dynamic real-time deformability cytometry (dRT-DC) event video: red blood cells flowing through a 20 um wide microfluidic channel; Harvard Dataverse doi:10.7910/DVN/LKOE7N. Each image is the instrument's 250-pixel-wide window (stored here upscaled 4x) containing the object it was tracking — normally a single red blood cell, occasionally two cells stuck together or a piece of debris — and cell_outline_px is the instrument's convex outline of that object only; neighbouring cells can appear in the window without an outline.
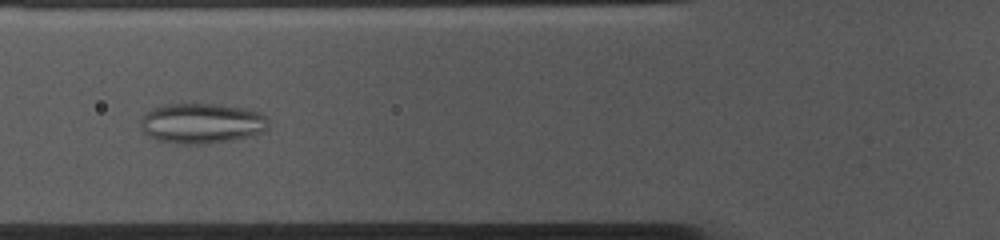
{"species": "common noctule bat (a hibernating species)", "species_latin": "Nyctalus noctula", "temperature_condition": "cold", "stored_images_in_passage": 53, "camera_frame_rate_fps": 3000, "um_per_image_px": 0.085, "animal": {"sex": "female", "body_mass_g": 10.0, "forearm_length_mm": 53.1}, "frame": {"image": 1, "passage_image": 18, "time_ms": 5.667, "image_size_px": [1000, 240], "cell_outline_px": [[268, 128], [264, 132], [252, 136], [232, 140], [204, 144], [180, 144], [156, 140], [148, 136], [140, 128], [140, 124], [144, 112], [152, 108], [164, 104], [216, 104], [244, 108], [260, 112], [268, 120]], "centroid_in_image_um": [17.13, 10.49], "position_along_channel_um": 108.7, "area_um2": 30.35}}
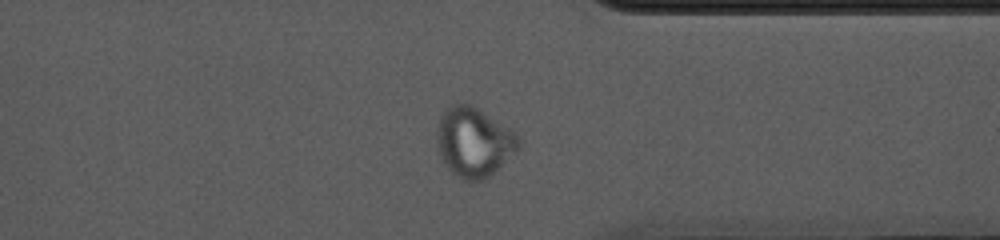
{"frame": {"image": 2, "passage_image": 40, "time_ms": 13.0, "image_size_px": [1000, 240], "cell_outline_px": [[520, 148], [484, 180], [468, 180], [456, 176], [444, 164], [436, 152], [436, 128], [440, 116], [452, 104], [464, 100], [512, 128], [520, 136]], "centroid_in_image_um": [40.26, 12.03], "position_along_channel_um": 371.1, "area_um2": 33.7}}
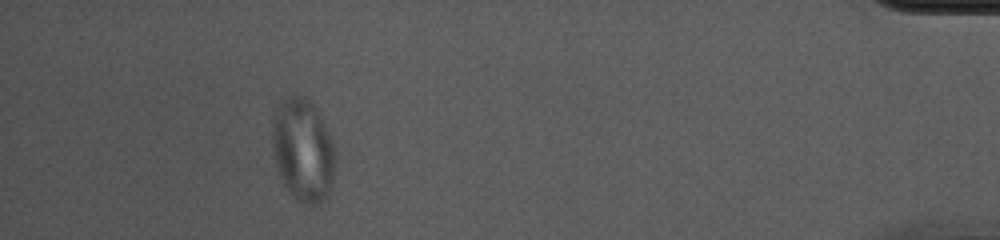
{"frame": {"image": 3, "passage_image": 48, "time_ms": 15.667, "image_size_px": [1000, 240], "cell_outline_px": [[336, 160], [332, 180], [328, 192], [324, 200], [320, 204], [312, 204], [300, 200], [292, 196], [288, 192], [276, 168], [272, 152], [272, 124], [276, 104], [288, 96], [300, 92], [316, 108], [336, 148]], "centroid_in_image_um": [25.73, 12.7], "position_along_channel_um": 409.5, "area_um2": 38.21}}